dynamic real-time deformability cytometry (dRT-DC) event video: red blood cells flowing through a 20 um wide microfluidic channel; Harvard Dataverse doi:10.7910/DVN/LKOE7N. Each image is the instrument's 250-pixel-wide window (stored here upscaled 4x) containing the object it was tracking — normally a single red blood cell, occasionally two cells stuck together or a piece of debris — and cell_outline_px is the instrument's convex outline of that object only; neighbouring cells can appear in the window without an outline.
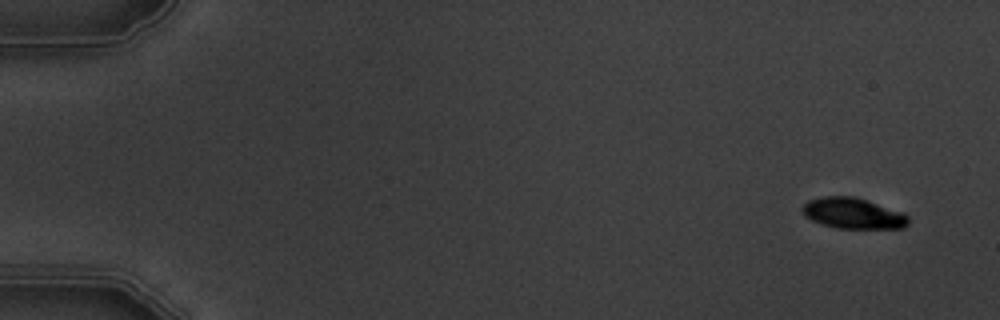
{"species": "common noctule bat (a hibernating species)", "species_latin": "Nyctalus noctula", "temperature_condition": "warm", "stored_images_in_passage": 5, "camera_frame_rate_fps": 3000, "um_per_image_px": 0.085, "animal": {"sex": "male", "body_mass_g": 19.5, "forearm_length_mm": 54.6}, "frame": {"image": 1, "passage_image": 1, "time_ms": 0.0, "image_size_px": [1000, 320], "cell_outline_px": [[908, 224], [904, 228], [836, 228], [820, 224], [804, 216], [800, 208], [808, 200], [824, 196], [852, 196], [868, 200], [904, 212], [908, 216]], "centroid_in_image_um": [72.5, 18.13], "position_along_channel_um": 12.5, "area_um2": 19.25}}
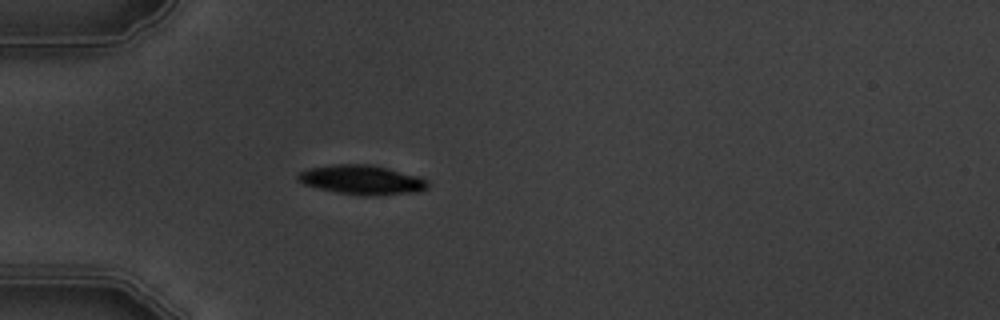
{"frame": {"image": 2, "passage_image": 5, "time_ms": 4.667, "image_size_px": [1000, 320], "cell_outline_px": [[428, 188], [420, 192], [340, 192], [320, 188], [304, 184], [296, 180], [296, 176], [300, 172], [308, 168], [336, 164], [372, 164], [420, 176], [428, 180]], "centroid_in_image_um": [30.74, 15.21], "position_along_channel_um": 54.3, "area_um2": 21.1}}